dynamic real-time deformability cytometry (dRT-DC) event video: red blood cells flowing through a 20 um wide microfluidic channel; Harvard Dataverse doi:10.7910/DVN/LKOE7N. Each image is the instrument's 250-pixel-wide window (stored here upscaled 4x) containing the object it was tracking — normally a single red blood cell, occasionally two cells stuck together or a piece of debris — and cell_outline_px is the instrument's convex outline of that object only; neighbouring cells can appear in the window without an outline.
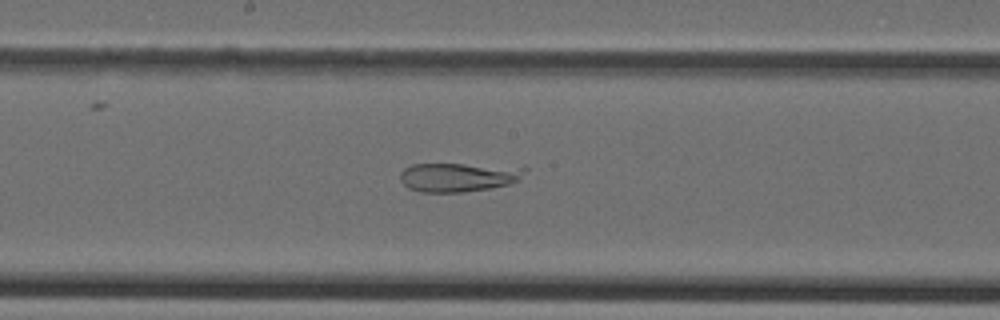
{"species": "Egyptian fruit bat (a non-hibernating species)", "species_latin": "Rousettus aegyptiacus", "temperature_condition": "cold", "stored_images_in_passage": 44, "camera_frame_rate_fps": 3000, "um_per_image_px": 0.085, "animal": {"sex": "female"}, "frame": {"image": 1, "passage_image": 23, "time_ms": 7.333, "image_size_px": [1000, 320], "cell_outline_px": [[528, 168], [520, 180], [508, 184], [488, 188], [464, 192], [420, 192], [408, 188], [400, 180], [400, 172], [404, 168], [412, 164], [464, 164]], "centroid_in_image_um": [38.92, 15.06], "position_along_channel_um": 209.3, "area_um2": 20.92}}
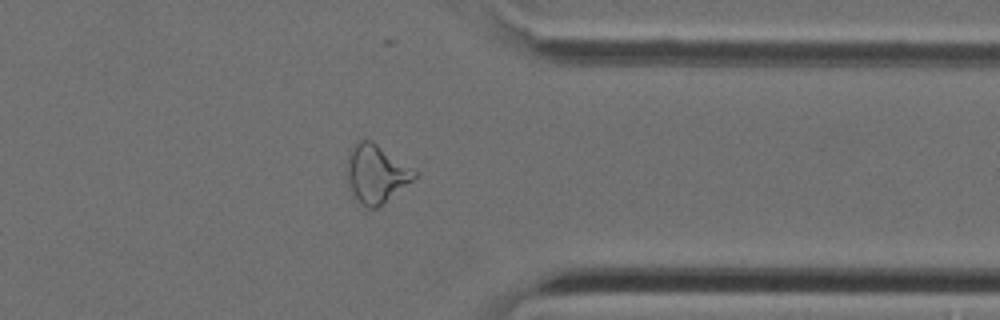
{"frame": {"image": 2, "passage_image": 35, "time_ms": 11.333, "image_size_px": [1000, 320], "cell_outline_px": [[420, 172], [412, 180], [376, 208], [368, 208], [360, 204], [356, 200], [348, 184], [348, 152], [360, 140], [372, 140]], "centroid_in_image_um": [31.98, 14.75], "position_along_channel_um": 379.4, "area_um2": 22.6}}
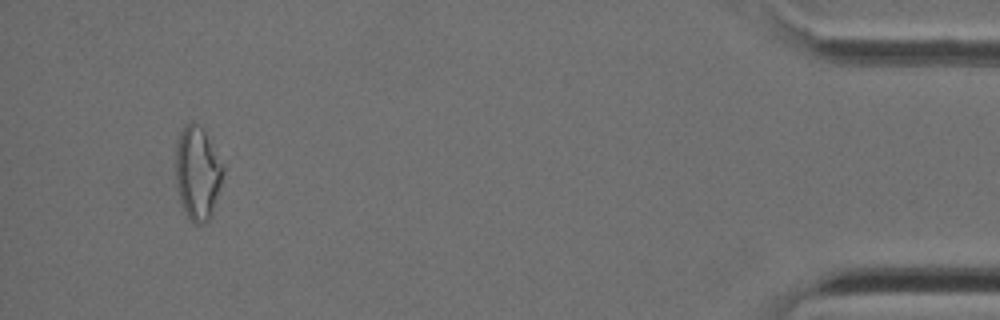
{"frame": {"image": 3, "passage_image": 42, "time_ms": 13.667, "image_size_px": [1000, 320], "cell_outline_px": [[224, 172], [212, 212], [208, 220], [204, 224], [196, 224], [184, 212], [176, 188], [176, 144], [180, 132], [192, 120], [204, 132], [224, 168]], "centroid_in_image_um": [16.76, 14.75], "position_along_channel_um": 418.4, "area_um2": 25.2}}